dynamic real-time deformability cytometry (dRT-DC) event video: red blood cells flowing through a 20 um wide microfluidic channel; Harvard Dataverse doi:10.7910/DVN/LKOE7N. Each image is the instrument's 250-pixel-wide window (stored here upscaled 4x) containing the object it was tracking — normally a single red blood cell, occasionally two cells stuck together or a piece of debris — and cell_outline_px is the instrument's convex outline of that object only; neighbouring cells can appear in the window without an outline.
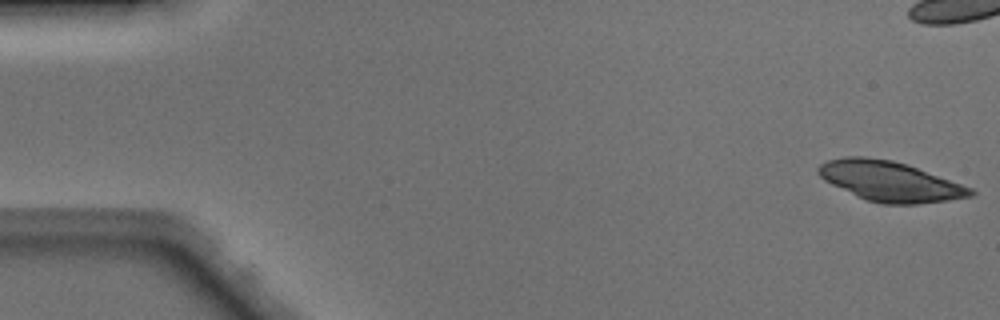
{"species": "Egyptian fruit bat (a non-hibernating species)", "species_latin": "Rousettus aegyptiacus", "temperature_condition": "warm", "stored_images_in_passage": 19, "camera_frame_rate_fps": 3000, "um_per_image_px": 0.085, "animal": {"sex": "male"}, "frame": {"image": 1, "passage_image": 1, "time_ms": 0.0, "image_size_px": [1000, 320], "cell_outline_px": [[976, 196], [948, 200], [916, 204], [884, 204], [864, 200], [824, 180], [816, 172], [816, 168], [820, 164], [828, 160], [844, 156], [864, 156], [892, 160], [916, 168], [972, 188], [976, 192]], "centroid_in_image_um": [75.61, 15.42], "position_along_channel_um": 9.4, "area_um2": 35.32}}